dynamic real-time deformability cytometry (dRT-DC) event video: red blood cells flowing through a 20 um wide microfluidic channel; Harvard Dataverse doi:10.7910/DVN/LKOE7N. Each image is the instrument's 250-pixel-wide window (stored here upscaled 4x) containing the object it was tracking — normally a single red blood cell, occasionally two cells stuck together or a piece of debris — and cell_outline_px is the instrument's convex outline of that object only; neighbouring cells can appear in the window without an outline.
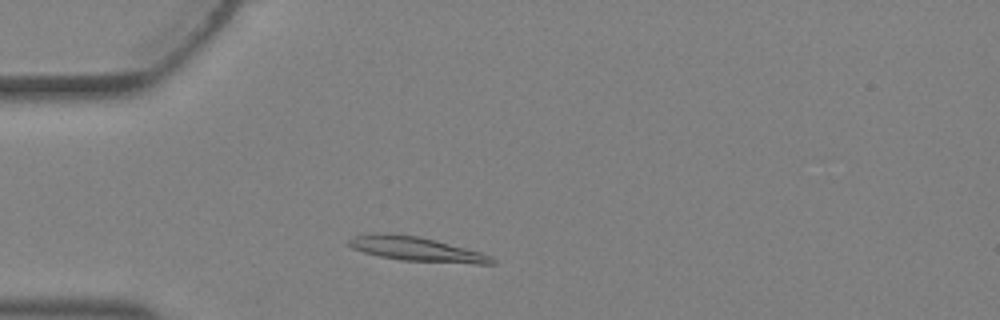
{"species": "Egyptian fruit bat (a non-hibernating species)", "species_latin": "Rousettus aegyptiacus", "temperature_condition": "warm", "stored_images_in_passage": 1, "camera_frame_rate_fps": 3000, "um_per_image_px": 0.085, "animal": {"sex": "female"}, "frame": {"image": 1, "passage_image": 1, "time_ms": 0.0, "image_size_px": [1000, 320], "cell_outline_px": [[496, 264], [476, 264], [400, 260], [380, 256], [364, 252], [352, 248], [348, 244], [348, 240], [352, 236], [372, 232], [388, 232], [420, 236], [436, 240], [480, 252], [492, 256], [496, 260]], "centroid_in_image_um": [35.38, 21.15], "position_along_channel_um": 49.6, "area_um2": 20.63}}